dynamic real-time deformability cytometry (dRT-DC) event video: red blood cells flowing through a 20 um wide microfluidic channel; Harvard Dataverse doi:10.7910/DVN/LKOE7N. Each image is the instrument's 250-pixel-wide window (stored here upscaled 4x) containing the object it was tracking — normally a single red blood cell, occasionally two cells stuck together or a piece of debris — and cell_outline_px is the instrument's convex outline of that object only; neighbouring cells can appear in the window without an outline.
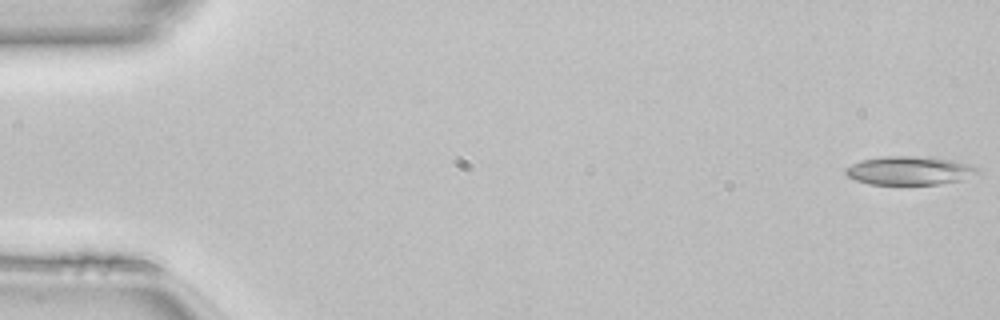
{"species": "common noctule bat (a hibernating species)", "species_latin": "Nyctalus noctula", "temperature_condition": "room temperature", "stored_images_in_passage": 49, "camera_frame_rate_fps": 3000, "um_per_image_px": 0.085, "animal": {"sex": "female", "body_mass_g": 22.7, "forearm_length_mm": 54.2}, "frame": {"image": 1, "passage_image": 1, "time_ms": 0.0, "image_size_px": [1000, 320], "cell_outline_px": [[980, 172], [960, 180], [936, 184], [868, 184], [856, 180], [848, 176], [844, 172], [844, 168], [860, 160], [884, 156], [920, 156], [952, 160], [968, 164], [980, 168]], "centroid_in_image_um": [77.27, 14.49], "position_along_channel_um": 7.7, "area_um2": 21.91}}
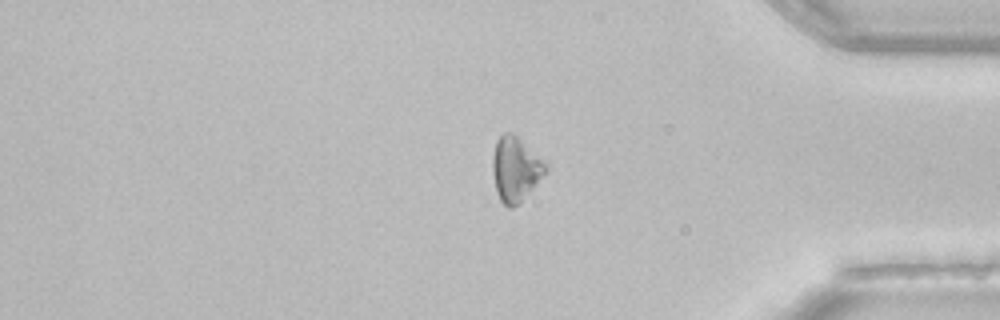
{"frame": {"image": 2, "passage_image": 41, "time_ms": 13.333, "image_size_px": [1000, 320], "cell_outline_px": [[548, 172], [512, 208], [508, 208], [500, 200], [496, 192], [492, 172], [492, 156], [496, 140], [504, 132], [512, 132], [544, 160], [548, 164]], "centroid_in_image_um": [43.81, 14.34], "position_along_channel_um": 391.4, "area_um2": 19.94}}
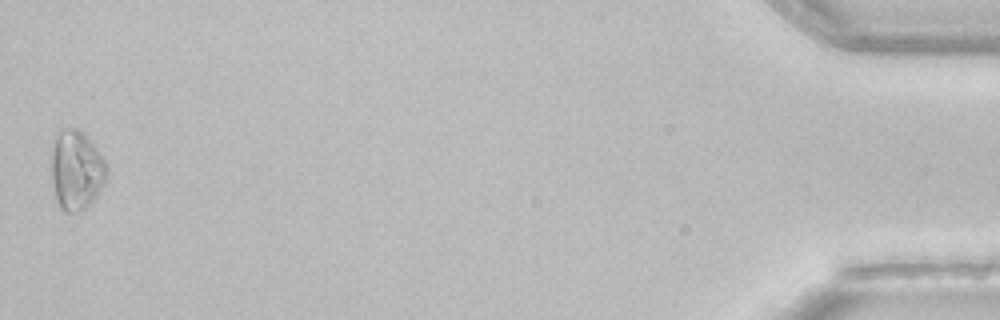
{"frame": {"image": 3, "passage_image": 49, "time_ms": 16.0, "image_size_px": [1000, 320], "cell_outline_px": [[108, 176], [100, 192], [88, 208], [76, 212], [64, 212], [60, 208], [56, 200], [52, 180], [52, 140], [56, 132], [68, 128], [76, 128], [96, 148], [108, 164]], "centroid_in_image_um": [6.5, 14.5], "position_along_channel_um": 428.7, "area_um2": 25.95}, "authors_computed_cell_mechanics": {"area_um2": 20.1144, "velocity_mm_per_s": 4.1526, "shape_relaxation_time_tau1_ms": 5.3565, "shape_relaxation_time_tau2_ms": null, "deformation_change_tau1": 0.1283, "deformation_change_tau2": null}}